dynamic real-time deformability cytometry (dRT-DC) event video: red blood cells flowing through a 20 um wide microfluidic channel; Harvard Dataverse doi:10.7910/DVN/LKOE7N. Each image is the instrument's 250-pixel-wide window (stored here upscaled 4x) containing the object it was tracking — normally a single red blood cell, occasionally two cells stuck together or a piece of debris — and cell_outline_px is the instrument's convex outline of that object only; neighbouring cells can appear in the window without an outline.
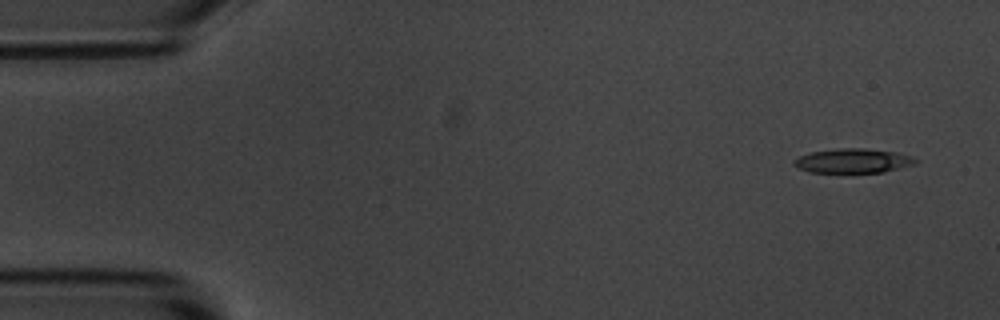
{"species": "common noctule bat (a hibernating species)", "species_latin": "Nyctalus noctula", "temperature_condition": "room temperature", "stored_images_in_passage": 5, "camera_frame_rate_fps": 3000, "um_per_image_px": 0.085, "animal": {"sex": "male", "body_mass_g": 20.1, "forearm_length_mm": 53.5}, "frame": {"image": 1, "passage_image": 1, "time_ms": 0.0, "image_size_px": [1000, 320], "cell_outline_px": [[920, 160], [916, 164], [884, 172], [812, 172], [796, 168], [792, 160], [800, 156], [812, 152], [836, 148], [864, 148], [896, 152], [912, 156]], "centroid_in_image_um": [72.54, 13.66], "position_along_channel_um": 12.5, "area_um2": 17.34}}
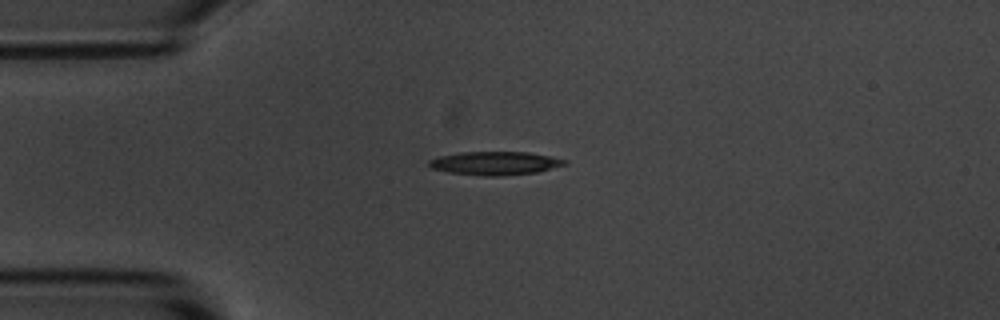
{"frame": {"image": 2, "passage_image": 4, "time_ms": 3.333, "image_size_px": [1000, 320], "cell_outline_px": [[568, 164], [536, 172], [500, 176], [484, 176], [448, 172], [432, 168], [428, 164], [428, 160], [440, 156], [460, 152], [528, 152], [552, 156], [568, 160]], "centroid_in_image_um": [42.1, 13.87], "position_along_channel_um": 42.9, "area_um2": 18.55}}